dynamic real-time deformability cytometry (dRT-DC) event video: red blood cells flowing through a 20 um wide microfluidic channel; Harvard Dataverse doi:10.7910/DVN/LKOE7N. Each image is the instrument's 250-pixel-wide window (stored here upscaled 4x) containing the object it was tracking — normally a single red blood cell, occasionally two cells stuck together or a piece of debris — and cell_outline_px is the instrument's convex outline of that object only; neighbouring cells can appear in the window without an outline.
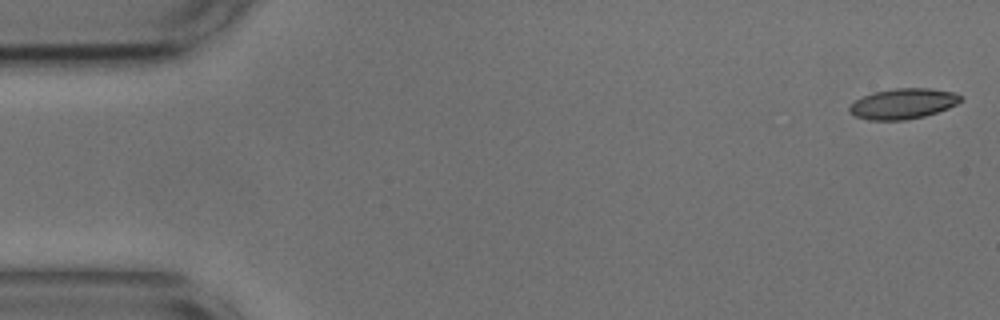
{"species": "common noctule bat (a hibernating species)", "species_latin": "Nyctalus noctula", "temperature_condition": "cold", "stored_images_in_passage": 6, "camera_frame_rate_fps": 3000, "um_per_image_px": 0.085, "animal": {"sex": "male", "body_mass_g": 17.9, "forearm_length_mm": 54.2}, "frame": {"image": 1, "passage_image": 1, "time_ms": 0.0, "image_size_px": [1000, 320], "cell_outline_px": [[964, 100], [948, 108], [924, 116], [904, 120], [868, 120], [856, 116], [848, 112], [848, 108], [856, 100], [872, 92], [896, 88], [928, 88], [956, 92], [964, 96]], "centroid_in_image_um": [76.79, 8.8], "position_along_channel_um": 8.2, "area_um2": 19.83}}
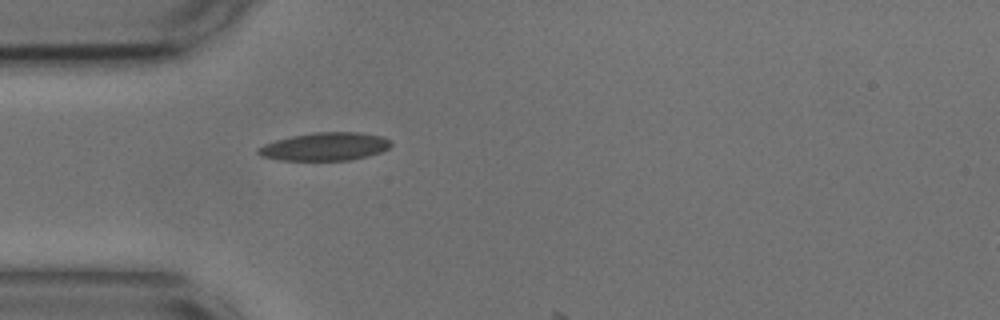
{"frame": {"image": 2, "passage_image": 5, "time_ms": 1.333, "image_size_px": [1000, 320], "cell_outline_px": [[392, 144], [388, 148], [380, 152], [368, 156], [348, 160], [280, 160], [260, 156], [256, 152], [256, 148], [264, 144], [276, 140], [292, 136], [312, 132], [360, 132], [380, 136], [392, 140]], "centroid_in_image_um": [27.61, 12.45], "position_along_channel_um": 57.4, "area_um2": 21.79}}